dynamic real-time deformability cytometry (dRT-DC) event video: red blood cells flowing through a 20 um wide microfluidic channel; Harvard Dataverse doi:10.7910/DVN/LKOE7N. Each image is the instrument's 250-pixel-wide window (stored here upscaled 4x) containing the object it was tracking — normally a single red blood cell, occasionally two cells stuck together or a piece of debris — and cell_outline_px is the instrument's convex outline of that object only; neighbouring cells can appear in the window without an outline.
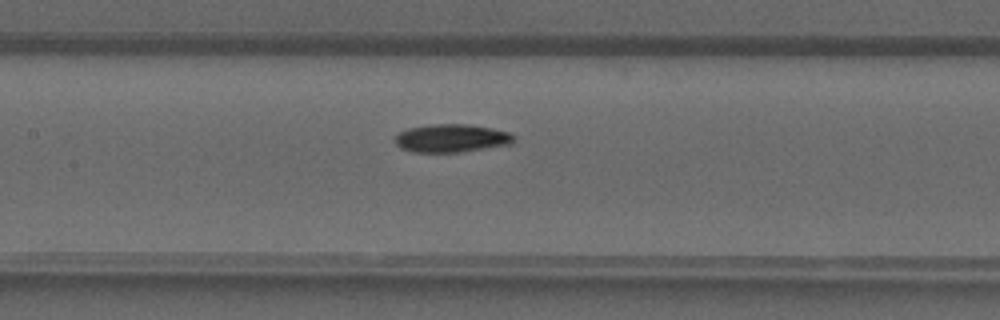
{"species": "common noctule bat (a hibernating species)", "species_latin": "Nyctalus noctula", "temperature_condition": "warm", "stored_images_in_passage": 35, "camera_frame_rate_fps": 3000, "um_per_image_px": 0.085, "animal": {"sex": "male", "forearm_length_mm": 52.5}, "frame": {"image": 1, "passage_image": 14, "time_ms": 4.333, "image_size_px": [1000, 320], "cell_outline_px": [[516, 140], [512, 144], [460, 152], [416, 152], [400, 148], [396, 144], [396, 136], [400, 132], [408, 128], [428, 124], [468, 124], [492, 128], [512, 132], [516, 136]], "centroid_in_image_um": [38.44, 11.74], "position_along_channel_um": 169.0, "area_um2": 19.65}}
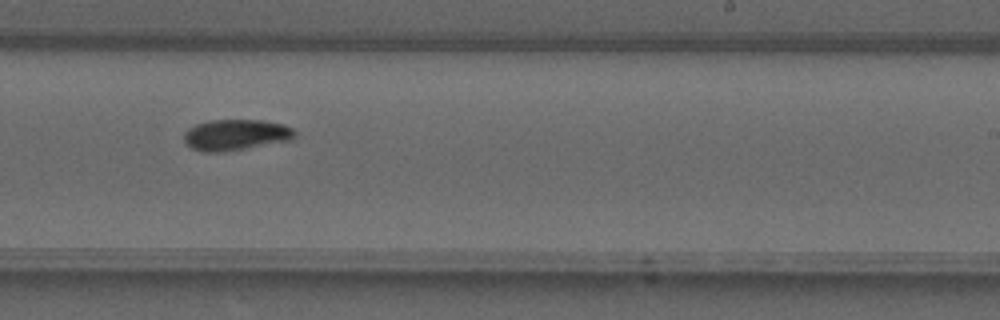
{"frame": {"image": 2, "passage_image": 20, "time_ms": 6.333, "image_size_px": [1000, 320], "cell_outline_px": [[296, 136], [292, 140], [220, 152], [204, 152], [192, 148], [184, 140], [184, 132], [188, 128], [196, 124], [208, 120], [264, 120], [284, 124], [292, 128], [296, 132]], "centroid_in_image_um": [20.06, 11.45], "position_along_channel_um": 268.9, "area_um2": 20.0}}
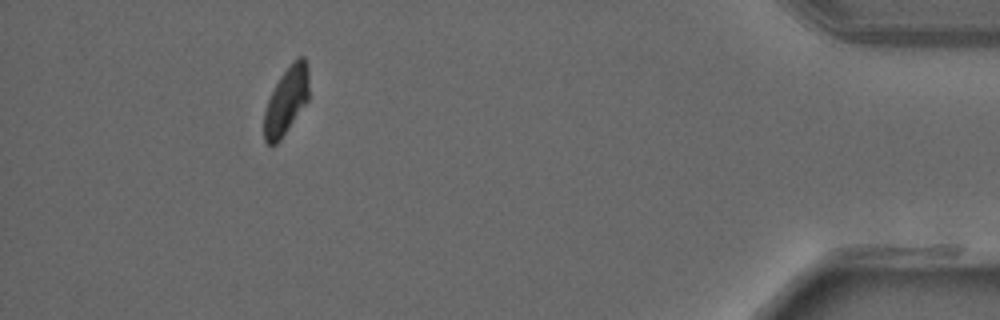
{"frame": {"image": 3, "passage_image": 32, "time_ms": 10.333, "image_size_px": [1000, 320], "cell_outline_px": [[308, 100], [280, 140], [276, 144], [268, 144], [264, 140], [264, 112], [268, 100], [280, 76], [296, 56], [304, 56], [308, 68]], "centroid_in_image_um": [24.34, 8.53], "position_along_channel_um": 410.9, "area_um2": 17.46}}